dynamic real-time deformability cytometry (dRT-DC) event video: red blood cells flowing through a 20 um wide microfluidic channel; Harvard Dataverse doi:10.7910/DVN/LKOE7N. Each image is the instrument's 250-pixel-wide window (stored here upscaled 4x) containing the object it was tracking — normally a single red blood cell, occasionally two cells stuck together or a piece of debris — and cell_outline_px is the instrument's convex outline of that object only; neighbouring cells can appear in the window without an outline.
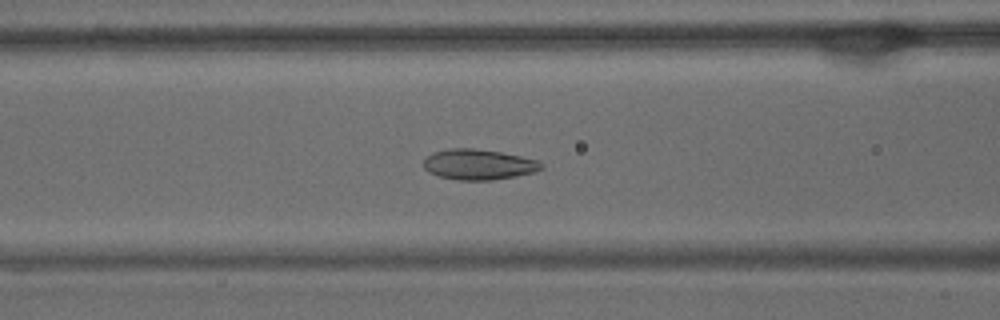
{"species": "common noctule bat (a hibernating species)", "species_latin": "Nyctalus noctula", "temperature_condition": "warm", "stored_images_in_passage": 54, "camera_frame_rate_fps": 3000, "um_per_image_px": 0.085, "animal": {"sex": "male", "body_mass_g": 15.6}, "frame": {"image": 1, "passage_image": 22, "time_ms": 7.0, "image_size_px": [1000, 320], "cell_outline_px": [[544, 168], [532, 172], [516, 176], [492, 180], [456, 180], [440, 176], [428, 172], [424, 168], [424, 160], [428, 156], [436, 152], [448, 148], [472, 148], [500, 152], [520, 156], [536, 160], [544, 164]], "centroid_in_image_um": [40.68, 13.98], "position_along_channel_um": 125.9, "area_um2": 20.75}}
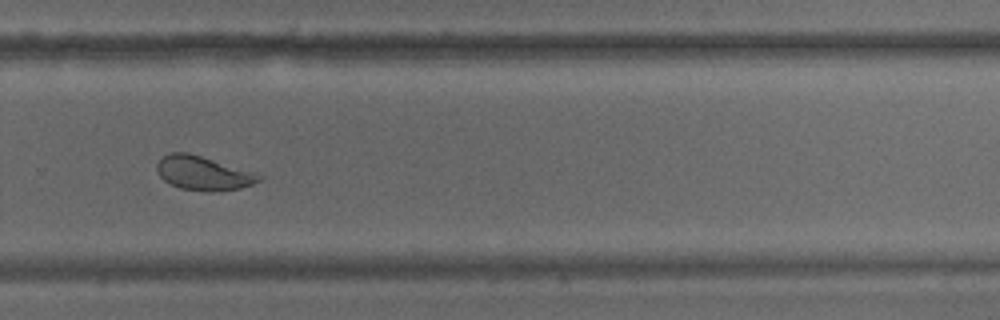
{"frame": {"image": 2, "passage_image": 37, "time_ms": 12.0, "image_size_px": [1000, 320], "cell_outline_px": [[264, 176], [260, 180], [252, 184], [240, 188], [212, 192], [208, 192], [180, 188], [164, 180], [156, 172], [156, 164], [160, 156], [168, 152], [188, 152], [252, 172]], "centroid_in_image_um": [17.2, 14.71], "position_along_channel_um": 312.6, "area_um2": 20.17}}
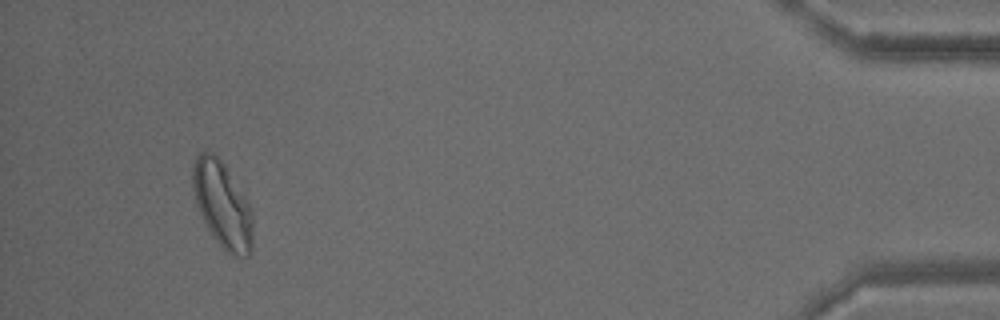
{"frame": {"image": 3, "passage_image": 51, "time_ms": 16.667, "image_size_px": [1000, 320], "cell_outline_px": [[252, 252], [248, 256], [232, 256], [212, 236], [204, 224], [196, 204], [192, 188], [192, 168], [196, 156], [200, 152], [208, 148], [224, 164], [252, 208]], "centroid_in_image_um": [18.88, 17.39], "position_along_channel_um": 416.3, "area_um2": 30.35}, "authors_computed_cell_mechanics": {"area_um2": 22.8888, "velocity_mm_per_s": 3.7384, "shape_relaxation_time_tau1_ms": 4.1105, "shape_relaxation_time_tau2_ms": 1.5726, "deformation_change_tau1": 0.1303, "deformation_change_tau2": 0.0764}}